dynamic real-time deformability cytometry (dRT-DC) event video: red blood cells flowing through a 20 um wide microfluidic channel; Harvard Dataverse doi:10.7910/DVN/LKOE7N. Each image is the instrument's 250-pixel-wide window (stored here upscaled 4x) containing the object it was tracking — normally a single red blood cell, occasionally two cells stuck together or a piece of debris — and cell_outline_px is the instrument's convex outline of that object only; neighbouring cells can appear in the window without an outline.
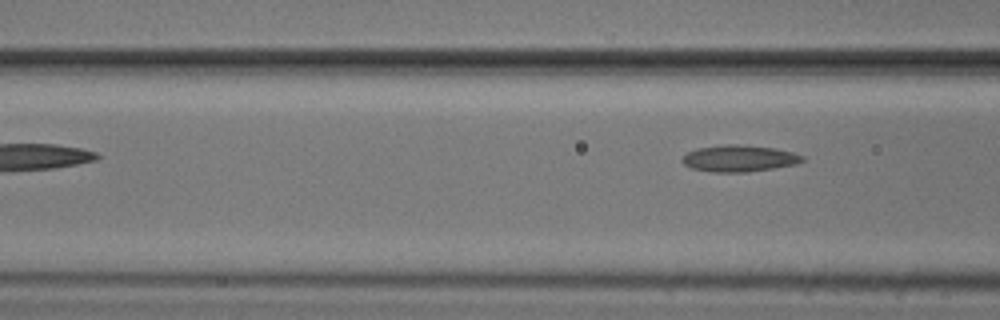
{"species": "common noctule bat (a hibernating species)", "species_latin": "Nyctalus noctula", "temperature_condition": "cold", "stored_images_in_passage": 6, "camera_frame_rate_fps": 3000, "um_per_image_px": 0.085, "animal": {"sex": "male", "body_mass_g": 20.5, "forearm_length_mm": 52.5}, "frame": {"image": 1, "passage_image": 6, "time_ms": 6.0, "image_size_px": [1000, 320], "cell_outline_px": [[804, 160], [796, 164], [748, 172], [712, 172], [692, 168], [684, 164], [680, 160], [688, 152], [696, 148], [728, 144], [740, 144], [776, 148], [792, 152], [804, 156]], "centroid_in_image_um": [62.83, 13.46], "position_along_channel_um": 103.8, "area_um2": 18.61}}